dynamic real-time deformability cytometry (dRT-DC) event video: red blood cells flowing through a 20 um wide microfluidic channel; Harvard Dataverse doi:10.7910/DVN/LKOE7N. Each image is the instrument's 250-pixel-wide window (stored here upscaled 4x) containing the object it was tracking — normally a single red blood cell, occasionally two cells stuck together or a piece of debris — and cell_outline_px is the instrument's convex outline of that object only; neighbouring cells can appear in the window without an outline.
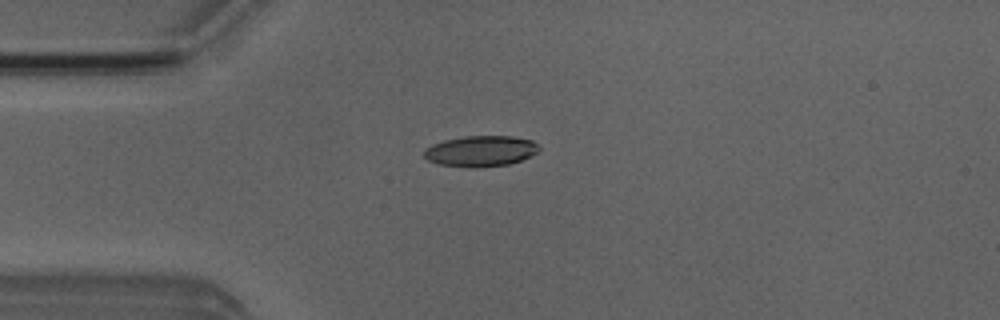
{"species": "Egyptian fruit bat (a non-hibernating species)", "species_latin": "Rousettus aegyptiacus", "temperature_condition": "room temperature", "stored_images_in_passage": 4, "camera_frame_rate_fps": 3000, "um_per_image_px": 0.085, "animal": {"sex": "male"}, "frame": {"image": 1, "passage_image": 3, "time_ms": 2.333, "image_size_px": [1000, 320], "cell_outline_px": [[540, 148], [532, 156], [508, 164], [476, 168], [468, 168], [440, 164], [428, 160], [424, 156], [424, 148], [432, 144], [444, 140], [464, 136], [512, 136], [532, 140]], "centroid_in_image_um": [40.84, 12.84], "position_along_channel_um": 44.2, "area_um2": 20.69}}